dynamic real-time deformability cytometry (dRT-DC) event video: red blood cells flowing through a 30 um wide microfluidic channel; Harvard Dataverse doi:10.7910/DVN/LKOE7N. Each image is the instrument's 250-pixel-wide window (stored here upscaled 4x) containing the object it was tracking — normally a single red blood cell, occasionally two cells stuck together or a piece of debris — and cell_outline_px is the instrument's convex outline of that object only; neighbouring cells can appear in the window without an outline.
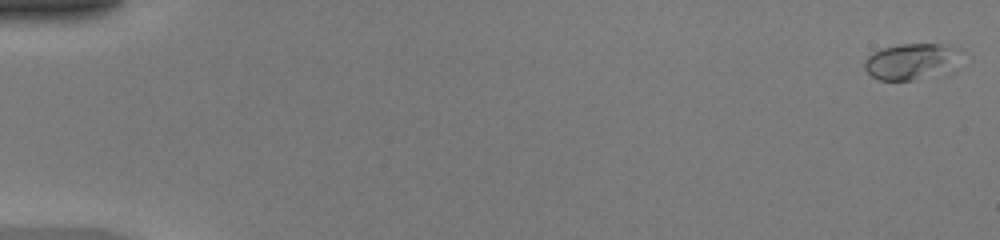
{"species": "common noctule bat (a hibernating species)", "species_latin": "Nyctalus noctula", "temperature_condition": "warm", "stored_images_in_passage": 50, "camera_frame_rate_fps": 3000, "um_per_image_px": 0.085, "animal": {"sex": "female", "body_mass_g": 20.0, "forearm_length_mm": 54.0}, "frame": {"image": 1, "passage_image": 1, "time_ms": 0.0, "image_size_px": [1000, 240], "cell_outline_px": [[972, 56], [952, 72], [912, 80], [880, 80], [872, 76], [864, 68], [864, 60], [872, 52], [884, 48], [900, 44], [936, 44], [960, 48]], "centroid_in_image_um": [77.7, 5.22], "position_along_channel_um": 7.3, "area_um2": 21.56}}
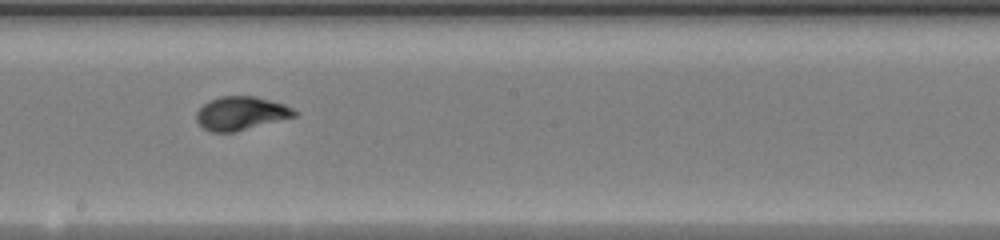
{"frame": {"image": 2, "passage_image": 29, "time_ms": 9.333, "image_size_px": [1000, 240], "cell_outline_px": [[300, 112], [296, 116], [232, 132], [208, 132], [196, 120], [196, 112], [208, 100], [220, 96], [256, 96], [284, 104]], "centroid_in_image_um": [20.47, 9.62], "position_along_channel_um": 227.7, "area_um2": 19.07}}
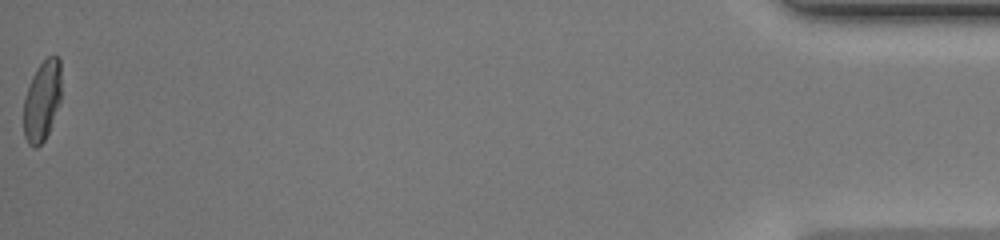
{"frame": {"image": 3, "passage_image": 50, "time_ms": 16.333, "image_size_px": [1000, 240], "cell_outline_px": [[60, 104], [48, 132], [44, 140], [36, 148], [32, 148], [28, 144], [24, 136], [24, 96], [32, 76], [36, 68], [48, 56], [56, 56], [60, 60]], "centroid_in_image_um": [3.56, 8.58], "position_along_channel_um": 431.6, "area_um2": 17.69}, "authors_computed_cell_mechanics": {"area_um2": 18.5249, "velocity_mm_per_s": 4.2309, "shape_relaxation_time_tau1_ms": 3.0089, "shape_relaxation_time_tau2_ms": null, "deformation_change_tau1": 0.2001, "deformation_change_tau2": null}}